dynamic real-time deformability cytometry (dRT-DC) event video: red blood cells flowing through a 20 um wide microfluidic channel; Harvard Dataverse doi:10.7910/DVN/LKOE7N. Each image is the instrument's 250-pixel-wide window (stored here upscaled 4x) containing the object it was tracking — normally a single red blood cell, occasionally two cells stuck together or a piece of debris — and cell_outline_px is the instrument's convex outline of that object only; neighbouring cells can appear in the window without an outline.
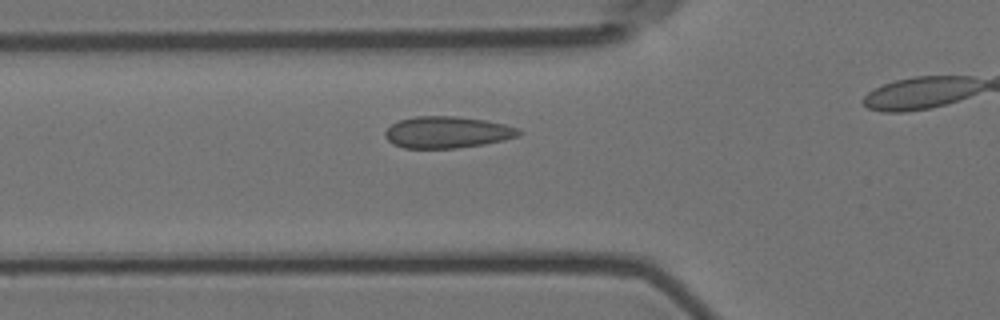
{"species": "Egyptian fruit bat (a non-hibernating species)", "species_latin": "Rousettus aegyptiacus", "temperature_condition": "room temperature", "stored_images_in_passage": 21, "camera_frame_rate_fps": 3000, "um_per_image_px": 0.085, "animal": {"sex": "female"}, "frame": {"image": 1, "passage_image": 2, "time_ms": 0.333, "image_size_px": [1000, 320], "cell_outline_px": [[524, 132], [520, 136], [504, 140], [484, 144], [456, 148], [404, 148], [392, 144], [384, 136], [384, 132], [392, 124], [400, 120], [416, 116], [456, 116], [484, 120], [504, 124], [516, 128]], "centroid_in_image_um": [38.01, 11.24], "position_along_channel_um": 87.8, "area_um2": 24.68}}
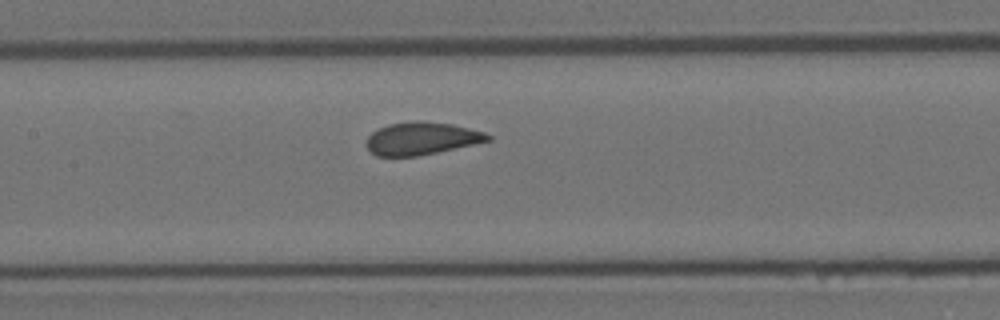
{"frame": {"image": 2, "passage_image": 9, "time_ms": 2.667, "image_size_px": [1000, 320], "cell_outline_px": [[492, 140], [436, 152], [416, 156], [376, 156], [368, 148], [368, 136], [372, 132], [388, 124], [416, 120], [424, 120], [452, 124], [484, 132], [492, 136]], "centroid_in_image_um": [35.85, 11.75], "position_along_channel_um": 171.6, "area_um2": 22.89}}
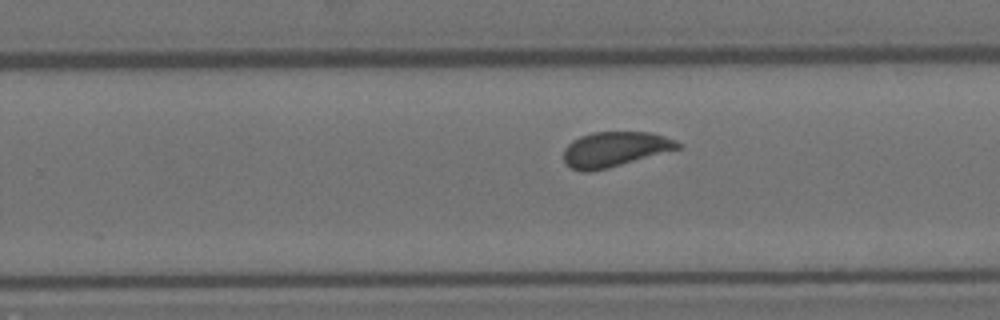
{"frame": {"image": 3, "passage_image": 18, "time_ms": 5.667, "image_size_px": [1000, 320], "cell_outline_px": [[680, 148], [608, 168], [588, 172], [580, 172], [564, 164], [564, 148], [572, 140], [580, 136], [592, 132], [652, 132], [676, 140], [680, 144]], "centroid_in_image_um": [52.21, 12.68], "position_along_channel_um": 277.6, "area_um2": 23.29}}